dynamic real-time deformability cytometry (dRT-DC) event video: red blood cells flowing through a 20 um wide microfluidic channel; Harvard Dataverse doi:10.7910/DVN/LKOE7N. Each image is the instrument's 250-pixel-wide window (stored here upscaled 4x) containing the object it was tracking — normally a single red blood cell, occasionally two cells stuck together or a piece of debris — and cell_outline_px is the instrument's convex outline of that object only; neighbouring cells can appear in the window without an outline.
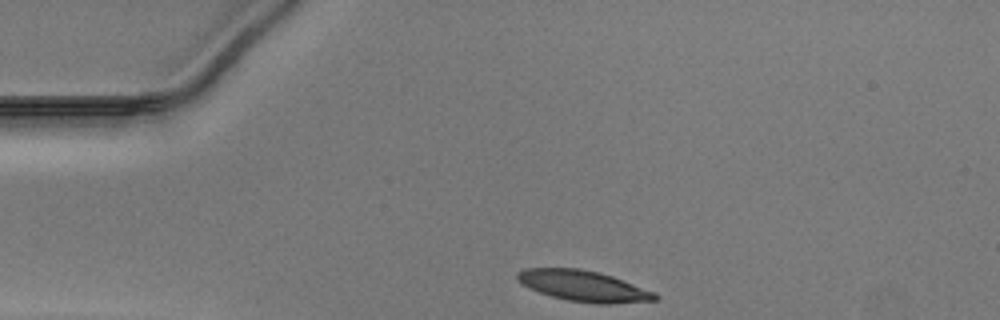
{"species": "Egyptian fruit bat (a non-hibernating species)", "species_latin": "Rousettus aegyptiacus", "temperature_condition": "warm", "stored_images_in_passage": 31, "camera_frame_rate_fps": 3000, "um_per_image_px": 0.085, "animal": {"sex": "male"}, "frame": {"image": 1, "passage_image": 1, "time_ms": 0.0, "image_size_px": [1000, 320], "cell_outline_px": [[660, 296], [656, 300], [612, 304], [596, 304], [568, 300], [552, 296], [528, 288], [516, 280], [516, 272], [524, 268], [580, 268], [612, 276], [656, 292]], "centroid_in_image_um": [49.59, 24.31], "position_along_channel_um": 35.4, "area_um2": 24.85}}
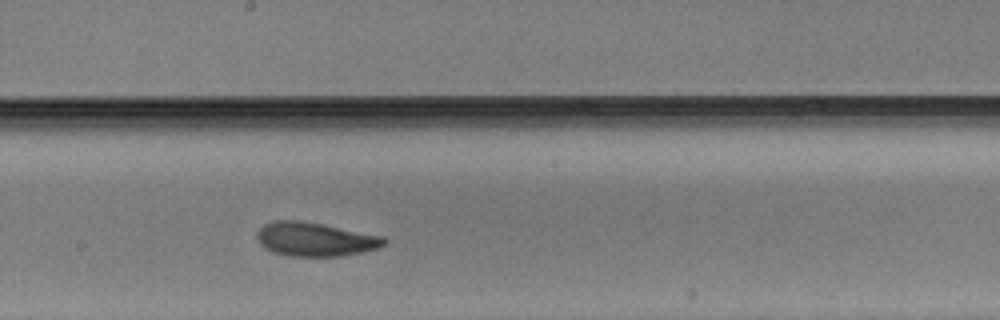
{"frame": {"image": 2, "passage_image": 18, "time_ms": 5.667, "image_size_px": [1000, 320], "cell_outline_px": [[388, 240], [380, 248], [364, 252], [340, 256], [288, 256], [272, 252], [264, 248], [260, 244], [256, 236], [256, 232], [264, 224], [272, 220], [300, 220], [384, 236]], "centroid_in_image_um": [26.78, 20.34], "position_along_channel_um": 221.4, "area_um2": 25.32}}
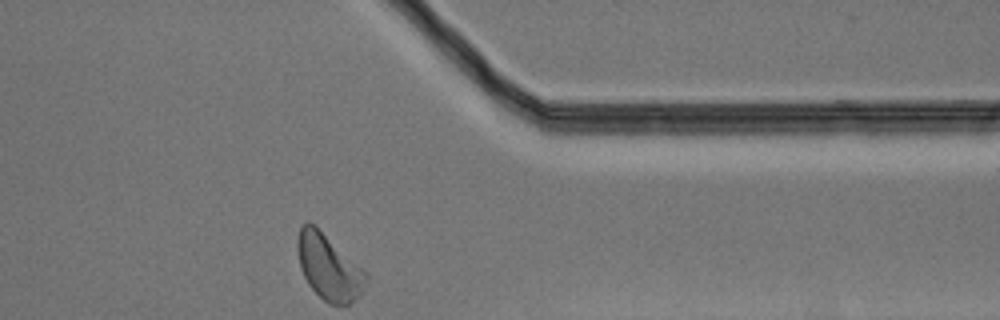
{"frame": {"image": 3, "passage_image": 31, "time_ms": 10.0, "image_size_px": [1000, 320], "cell_outline_px": [[368, 276], [360, 296], [348, 304], [328, 304], [308, 284], [304, 276], [300, 264], [296, 244], [300, 228], [308, 220], [316, 224]], "centroid_in_image_um": [27.91, 22.68], "position_along_channel_um": 383.5, "area_um2": 25.66}}